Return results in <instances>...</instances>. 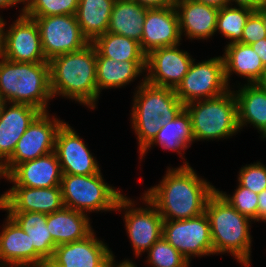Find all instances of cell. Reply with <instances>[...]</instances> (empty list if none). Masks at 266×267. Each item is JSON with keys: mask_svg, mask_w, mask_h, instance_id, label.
Listing matches in <instances>:
<instances>
[{"mask_svg": "<svg viewBox=\"0 0 266 267\" xmlns=\"http://www.w3.org/2000/svg\"><path fill=\"white\" fill-rule=\"evenodd\" d=\"M4 32L2 57L13 62H48L42 50L38 25L24 14Z\"/></svg>", "mask_w": 266, "mask_h": 267, "instance_id": "4fadbf2b", "label": "cell"}, {"mask_svg": "<svg viewBox=\"0 0 266 267\" xmlns=\"http://www.w3.org/2000/svg\"><path fill=\"white\" fill-rule=\"evenodd\" d=\"M255 11L261 16L266 29V1Z\"/></svg>", "mask_w": 266, "mask_h": 267, "instance_id": "f6af8a7d", "label": "cell"}, {"mask_svg": "<svg viewBox=\"0 0 266 267\" xmlns=\"http://www.w3.org/2000/svg\"><path fill=\"white\" fill-rule=\"evenodd\" d=\"M115 0H79L77 22L89 42L107 32Z\"/></svg>", "mask_w": 266, "mask_h": 267, "instance_id": "f1b7e54d", "label": "cell"}, {"mask_svg": "<svg viewBox=\"0 0 266 267\" xmlns=\"http://www.w3.org/2000/svg\"><path fill=\"white\" fill-rule=\"evenodd\" d=\"M266 38V29L261 16L254 11L248 18L239 43L251 45Z\"/></svg>", "mask_w": 266, "mask_h": 267, "instance_id": "8d00e7d4", "label": "cell"}, {"mask_svg": "<svg viewBox=\"0 0 266 267\" xmlns=\"http://www.w3.org/2000/svg\"><path fill=\"white\" fill-rule=\"evenodd\" d=\"M61 192L65 207L85 213L115 210L121 192L102 178L101 171L92 175L63 174Z\"/></svg>", "mask_w": 266, "mask_h": 267, "instance_id": "52a82bcc", "label": "cell"}, {"mask_svg": "<svg viewBox=\"0 0 266 267\" xmlns=\"http://www.w3.org/2000/svg\"><path fill=\"white\" fill-rule=\"evenodd\" d=\"M261 135H263V138H266V130Z\"/></svg>", "mask_w": 266, "mask_h": 267, "instance_id": "f907efd6", "label": "cell"}, {"mask_svg": "<svg viewBox=\"0 0 266 267\" xmlns=\"http://www.w3.org/2000/svg\"><path fill=\"white\" fill-rule=\"evenodd\" d=\"M6 105L5 102L0 113V167L12 156L18 140L41 113L28 104L12 103L9 109Z\"/></svg>", "mask_w": 266, "mask_h": 267, "instance_id": "44dd1931", "label": "cell"}, {"mask_svg": "<svg viewBox=\"0 0 266 267\" xmlns=\"http://www.w3.org/2000/svg\"><path fill=\"white\" fill-rule=\"evenodd\" d=\"M179 45L156 48L146 55L149 84L175 89L187 74L192 63L189 54L177 48Z\"/></svg>", "mask_w": 266, "mask_h": 267, "instance_id": "5bb4252c", "label": "cell"}, {"mask_svg": "<svg viewBox=\"0 0 266 267\" xmlns=\"http://www.w3.org/2000/svg\"><path fill=\"white\" fill-rule=\"evenodd\" d=\"M50 90L55 95L95 108L97 50L92 42L80 50L53 57L49 61Z\"/></svg>", "mask_w": 266, "mask_h": 267, "instance_id": "7a4b0ae2", "label": "cell"}, {"mask_svg": "<svg viewBox=\"0 0 266 267\" xmlns=\"http://www.w3.org/2000/svg\"><path fill=\"white\" fill-rule=\"evenodd\" d=\"M216 190L242 215L254 221L258 219V194L240 184L231 197Z\"/></svg>", "mask_w": 266, "mask_h": 267, "instance_id": "e575fe53", "label": "cell"}, {"mask_svg": "<svg viewBox=\"0 0 266 267\" xmlns=\"http://www.w3.org/2000/svg\"><path fill=\"white\" fill-rule=\"evenodd\" d=\"M54 151L63 174L92 175L100 172L85 143L65 122L57 131Z\"/></svg>", "mask_w": 266, "mask_h": 267, "instance_id": "2e32d148", "label": "cell"}, {"mask_svg": "<svg viewBox=\"0 0 266 267\" xmlns=\"http://www.w3.org/2000/svg\"><path fill=\"white\" fill-rule=\"evenodd\" d=\"M224 50L225 80L228 86L232 71L247 78L248 84L257 83L261 79L265 67L250 45L233 43L228 44Z\"/></svg>", "mask_w": 266, "mask_h": 267, "instance_id": "cb8c5ba5", "label": "cell"}, {"mask_svg": "<svg viewBox=\"0 0 266 267\" xmlns=\"http://www.w3.org/2000/svg\"><path fill=\"white\" fill-rule=\"evenodd\" d=\"M113 255L92 232L82 240L57 245L48 264L52 267H106Z\"/></svg>", "mask_w": 266, "mask_h": 267, "instance_id": "9a60e30c", "label": "cell"}, {"mask_svg": "<svg viewBox=\"0 0 266 267\" xmlns=\"http://www.w3.org/2000/svg\"><path fill=\"white\" fill-rule=\"evenodd\" d=\"M0 261H4L0 267H34L46 264L35 252L29 235L9 214L0 233Z\"/></svg>", "mask_w": 266, "mask_h": 267, "instance_id": "d6986e66", "label": "cell"}, {"mask_svg": "<svg viewBox=\"0 0 266 267\" xmlns=\"http://www.w3.org/2000/svg\"><path fill=\"white\" fill-rule=\"evenodd\" d=\"M224 6L219 9L216 31L219 30L226 38L232 40L229 44L239 43L243 29L254 10L247 7Z\"/></svg>", "mask_w": 266, "mask_h": 267, "instance_id": "1f68e13d", "label": "cell"}, {"mask_svg": "<svg viewBox=\"0 0 266 267\" xmlns=\"http://www.w3.org/2000/svg\"><path fill=\"white\" fill-rule=\"evenodd\" d=\"M146 70V61H115L103 57L97 51L96 83L98 97L104 88H116L128 84ZM141 73V74H140Z\"/></svg>", "mask_w": 266, "mask_h": 267, "instance_id": "484cf974", "label": "cell"}, {"mask_svg": "<svg viewBox=\"0 0 266 267\" xmlns=\"http://www.w3.org/2000/svg\"><path fill=\"white\" fill-rule=\"evenodd\" d=\"M180 33L192 39H207L216 32L219 9L195 0H177Z\"/></svg>", "mask_w": 266, "mask_h": 267, "instance_id": "7402d4cb", "label": "cell"}, {"mask_svg": "<svg viewBox=\"0 0 266 267\" xmlns=\"http://www.w3.org/2000/svg\"><path fill=\"white\" fill-rule=\"evenodd\" d=\"M257 84L266 91V68L263 72V75L261 77V79L257 82Z\"/></svg>", "mask_w": 266, "mask_h": 267, "instance_id": "7dc6e473", "label": "cell"}, {"mask_svg": "<svg viewBox=\"0 0 266 267\" xmlns=\"http://www.w3.org/2000/svg\"><path fill=\"white\" fill-rule=\"evenodd\" d=\"M193 141H195V138L191 117L184 108L176 118L161 125V129L155 138L140 152V156H143L151 145L153 146L155 143L161 145L163 149L177 150L181 154L180 149L185 150L188 148V144L191 145Z\"/></svg>", "mask_w": 266, "mask_h": 267, "instance_id": "f546056e", "label": "cell"}, {"mask_svg": "<svg viewBox=\"0 0 266 267\" xmlns=\"http://www.w3.org/2000/svg\"><path fill=\"white\" fill-rule=\"evenodd\" d=\"M228 89L224 59L219 56L198 64L193 60L187 74L174 91L179 100L186 105L203 98H216L225 94Z\"/></svg>", "mask_w": 266, "mask_h": 267, "instance_id": "ba28073f", "label": "cell"}, {"mask_svg": "<svg viewBox=\"0 0 266 267\" xmlns=\"http://www.w3.org/2000/svg\"><path fill=\"white\" fill-rule=\"evenodd\" d=\"M62 170L55 151L18 164L7 176L14 186L50 188L60 186Z\"/></svg>", "mask_w": 266, "mask_h": 267, "instance_id": "ffe728a7", "label": "cell"}, {"mask_svg": "<svg viewBox=\"0 0 266 267\" xmlns=\"http://www.w3.org/2000/svg\"><path fill=\"white\" fill-rule=\"evenodd\" d=\"M0 98L48 112L47 104L52 98L49 62H13L1 57Z\"/></svg>", "mask_w": 266, "mask_h": 267, "instance_id": "277c9868", "label": "cell"}, {"mask_svg": "<svg viewBox=\"0 0 266 267\" xmlns=\"http://www.w3.org/2000/svg\"><path fill=\"white\" fill-rule=\"evenodd\" d=\"M134 97L131 120L141 152L155 138L161 125L176 118L185 105L173 88L155 86L145 80Z\"/></svg>", "mask_w": 266, "mask_h": 267, "instance_id": "5b68a950", "label": "cell"}, {"mask_svg": "<svg viewBox=\"0 0 266 267\" xmlns=\"http://www.w3.org/2000/svg\"><path fill=\"white\" fill-rule=\"evenodd\" d=\"M4 103L5 102L3 101V99L0 98V113H1V110H2V107H3Z\"/></svg>", "mask_w": 266, "mask_h": 267, "instance_id": "c3c4849f", "label": "cell"}, {"mask_svg": "<svg viewBox=\"0 0 266 267\" xmlns=\"http://www.w3.org/2000/svg\"><path fill=\"white\" fill-rule=\"evenodd\" d=\"M235 93L239 129L253 124L261 133L266 130V91L257 83L244 85Z\"/></svg>", "mask_w": 266, "mask_h": 267, "instance_id": "4316f807", "label": "cell"}, {"mask_svg": "<svg viewBox=\"0 0 266 267\" xmlns=\"http://www.w3.org/2000/svg\"><path fill=\"white\" fill-rule=\"evenodd\" d=\"M185 109L191 117L195 140L226 138L240 130L237 100L230 89L216 98L190 102Z\"/></svg>", "mask_w": 266, "mask_h": 267, "instance_id": "8992f818", "label": "cell"}, {"mask_svg": "<svg viewBox=\"0 0 266 267\" xmlns=\"http://www.w3.org/2000/svg\"><path fill=\"white\" fill-rule=\"evenodd\" d=\"M195 1L201 2L209 6H213L218 9L228 5V0H195Z\"/></svg>", "mask_w": 266, "mask_h": 267, "instance_id": "b9f144b4", "label": "cell"}, {"mask_svg": "<svg viewBox=\"0 0 266 267\" xmlns=\"http://www.w3.org/2000/svg\"><path fill=\"white\" fill-rule=\"evenodd\" d=\"M4 26L5 23L3 19L0 17V58L3 55V50H4Z\"/></svg>", "mask_w": 266, "mask_h": 267, "instance_id": "7bdbcfd3", "label": "cell"}, {"mask_svg": "<svg viewBox=\"0 0 266 267\" xmlns=\"http://www.w3.org/2000/svg\"><path fill=\"white\" fill-rule=\"evenodd\" d=\"M86 213L63 207L47 215V227L56 245L79 241L93 230Z\"/></svg>", "mask_w": 266, "mask_h": 267, "instance_id": "603a6c76", "label": "cell"}, {"mask_svg": "<svg viewBox=\"0 0 266 267\" xmlns=\"http://www.w3.org/2000/svg\"><path fill=\"white\" fill-rule=\"evenodd\" d=\"M266 222V189L258 194V219Z\"/></svg>", "mask_w": 266, "mask_h": 267, "instance_id": "ab89813d", "label": "cell"}, {"mask_svg": "<svg viewBox=\"0 0 266 267\" xmlns=\"http://www.w3.org/2000/svg\"><path fill=\"white\" fill-rule=\"evenodd\" d=\"M96 50L106 58L115 61H146V54L139 42L131 38L106 32L93 42Z\"/></svg>", "mask_w": 266, "mask_h": 267, "instance_id": "4dcf8cb0", "label": "cell"}, {"mask_svg": "<svg viewBox=\"0 0 266 267\" xmlns=\"http://www.w3.org/2000/svg\"><path fill=\"white\" fill-rule=\"evenodd\" d=\"M64 207L61 187L30 188L13 186L0 196V209L8 212L51 214Z\"/></svg>", "mask_w": 266, "mask_h": 267, "instance_id": "e0dca14e", "label": "cell"}, {"mask_svg": "<svg viewBox=\"0 0 266 267\" xmlns=\"http://www.w3.org/2000/svg\"><path fill=\"white\" fill-rule=\"evenodd\" d=\"M147 8L172 7L176 5L177 0H133Z\"/></svg>", "mask_w": 266, "mask_h": 267, "instance_id": "74e56055", "label": "cell"}, {"mask_svg": "<svg viewBox=\"0 0 266 267\" xmlns=\"http://www.w3.org/2000/svg\"><path fill=\"white\" fill-rule=\"evenodd\" d=\"M30 18L38 25L42 50L48 61L55 56L80 50L90 43L83 35L76 15Z\"/></svg>", "mask_w": 266, "mask_h": 267, "instance_id": "30bf717a", "label": "cell"}, {"mask_svg": "<svg viewBox=\"0 0 266 267\" xmlns=\"http://www.w3.org/2000/svg\"><path fill=\"white\" fill-rule=\"evenodd\" d=\"M205 213L209 219L214 254L231 253L245 267L250 264L249 219L238 212L215 190L208 198Z\"/></svg>", "mask_w": 266, "mask_h": 267, "instance_id": "3957f363", "label": "cell"}, {"mask_svg": "<svg viewBox=\"0 0 266 267\" xmlns=\"http://www.w3.org/2000/svg\"><path fill=\"white\" fill-rule=\"evenodd\" d=\"M250 46L258 54L262 64L266 68V38L261 39L258 42L251 44Z\"/></svg>", "mask_w": 266, "mask_h": 267, "instance_id": "f35d334b", "label": "cell"}, {"mask_svg": "<svg viewBox=\"0 0 266 267\" xmlns=\"http://www.w3.org/2000/svg\"><path fill=\"white\" fill-rule=\"evenodd\" d=\"M147 7L133 0H115L107 32L141 42Z\"/></svg>", "mask_w": 266, "mask_h": 267, "instance_id": "d4e9b609", "label": "cell"}, {"mask_svg": "<svg viewBox=\"0 0 266 267\" xmlns=\"http://www.w3.org/2000/svg\"><path fill=\"white\" fill-rule=\"evenodd\" d=\"M152 267H189V261L161 236L148 250Z\"/></svg>", "mask_w": 266, "mask_h": 267, "instance_id": "836d02e7", "label": "cell"}, {"mask_svg": "<svg viewBox=\"0 0 266 267\" xmlns=\"http://www.w3.org/2000/svg\"><path fill=\"white\" fill-rule=\"evenodd\" d=\"M180 40L179 17L175 6L147 9L139 43L146 55L156 48L178 45Z\"/></svg>", "mask_w": 266, "mask_h": 267, "instance_id": "ac0fdd59", "label": "cell"}, {"mask_svg": "<svg viewBox=\"0 0 266 267\" xmlns=\"http://www.w3.org/2000/svg\"><path fill=\"white\" fill-rule=\"evenodd\" d=\"M8 214L29 235L35 252L48 263L57 245L47 227V215L39 212H8Z\"/></svg>", "mask_w": 266, "mask_h": 267, "instance_id": "83f0119b", "label": "cell"}, {"mask_svg": "<svg viewBox=\"0 0 266 267\" xmlns=\"http://www.w3.org/2000/svg\"><path fill=\"white\" fill-rule=\"evenodd\" d=\"M22 13L28 17L76 15L79 0H25Z\"/></svg>", "mask_w": 266, "mask_h": 267, "instance_id": "d6a6232c", "label": "cell"}, {"mask_svg": "<svg viewBox=\"0 0 266 267\" xmlns=\"http://www.w3.org/2000/svg\"><path fill=\"white\" fill-rule=\"evenodd\" d=\"M232 2H236L238 7H247L252 10L258 9L266 0H228V5Z\"/></svg>", "mask_w": 266, "mask_h": 267, "instance_id": "60d3db41", "label": "cell"}, {"mask_svg": "<svg viewBox=\"0 0 266 267\" xmlns=\"http://www.w3.org/2000/svg\"><path fill=\"white\" fill-rule=\"evenodd\" d=\"M25 2V0H0V8H6L8 6H14L17 3Z\"/></svg>", "mask_w": 266, "mask_h": 267, "instance_id": "bcb514c9", "label": "cell"}, {"mask_svg": "<svg viewBox=\"0 0 266 267\" xmlns=\"http://www.w3.org/2000/svg\"><path fill=\"white\" fill-rule=\"evenodd\" d=\"M142 199L150 205L149 208H132L134 203L126 196H122L116 206V210L128 209L124 215L125 225L136 256L148 251L163 232L164 220L158 209L144 196Z\"/></svg>", "mask_w": 266, "mask_h": 267, "instance_id": "7c38bea8", "label": "cell"}, {"mask_svg": "<svg viewBox=\"0 0 266 267\" xmlns=\"http://www.w3.org/2000/svg\"><path fill=\"white\" fill-rule=\"evenodd\" d=\"M114 262L115 261H114V257H113L106 267H115L116 265ZM116 267H135V265L133 264V262L125 260L122 263H120L119 265H117Z\"/></svg>", "mask_w": 266, "mask_h": 267, "instance_id": "ee69618b", "label": "cell"}, {"mask_svg": "<svg viewBox=\"0 0 266 267\" xmlns=\"http://www.w3.org/2000/svg\"><path fill=\"white\" fill-rule=\"evenodd\" d=\"M34 267H52V266L49 265L48 263H46V264H42V265H40V266H34Z\"/></svg>", "mask_w": 266, "mask_h": 267, "instance_id": "681fc988", "label": "cell"}, {"mask_svg": "<svg viewBox=\"0 0 266 267\" xmlns=\"http://www.w3.org/2000/svg\"><path fill=\"white\" fill-rule=\"evenodd\" d=\"M215 190L185 162L179 168H168L160 184L148 189L144 197L158 209L163 220H185L204 213Z\"/></svg>", "mask_w": 266, "mask_h": 267, "instance_id": "6da1fadb", "label": "cell"}, {"mask_svg": "<svg viewBox=\"0 0 266 267\" xmlns=\"http://www.w3.org/2000/svg\"><path fill=\"white\" fill-rule=\"evenodd\" d=\"M63 123L41 112L18 140L12 156L0 167V177L7 176L18 164L53 152L57 131Z\"/></svg>", "mask_w": 266, "mask_h": 267, "instance_id": "9c48e42d", "label": "cell"}, {"mask_svg": "<svg viewBox=\"0 0 266 267\" xmlns=\"http://www.w3.org/2000/svg\"><path fill=\"white\" fill-rule=\"evenodd\" d=\"M162 236L188 261L190 256L214 253L206 213L185 220H164Z\"/></svg>", "mask_w": 266, "mask_h": 267, "instance_id": "8fae6325", "label": "cell"}, {"mask_svg": "<svg viewBox=\"0 0 266 267\" xmlns=\"http://www.w3.org/2000/svg\"><path fill=\"white\" fill-rule=\"evenodd\" d=\"M238 181L241 186L259 194L266 189V166L257 162L242 167Z\"/></svg>", "mask_w": 266, "mask_h": 267, "instance_id": "d590c367", "label": "cell"}]
</instances>
